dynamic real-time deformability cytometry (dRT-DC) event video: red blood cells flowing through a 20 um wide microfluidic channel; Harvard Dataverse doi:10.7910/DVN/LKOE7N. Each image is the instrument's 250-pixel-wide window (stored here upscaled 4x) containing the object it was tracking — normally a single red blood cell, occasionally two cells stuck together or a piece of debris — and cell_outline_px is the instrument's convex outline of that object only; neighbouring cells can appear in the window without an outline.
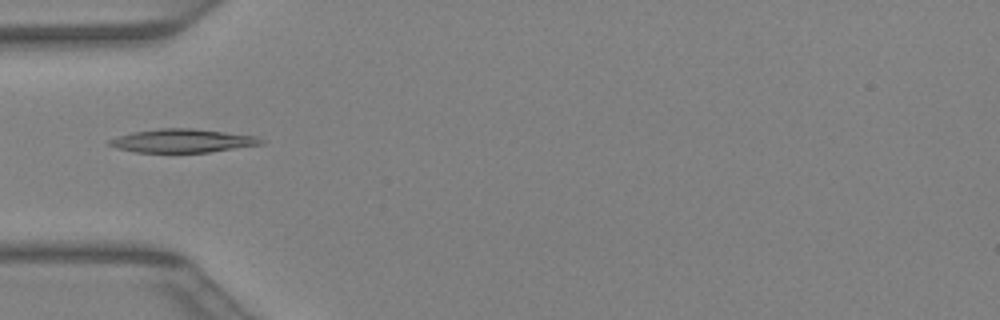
{"species": "Egyptian fruit bat (a non-hibernating species)", "species_latin": "Rousettus aegyptiacus", "temperature_condition": "warm", "stored_images_in_passage": 40, "camera_frame_rate_fps": 3000, "um_per_image_px": 0.085, "animal": {"sex": "female"}, "frame": {"image": 1, "passage_image": 13, "time_ms": 4.0, "image_size_px": [1000, 320], "cell_outline_px": [[264, 140], [260, 144], [208, 152], [136, 152], [116, 148], [108, 144], [108, 140], [132, 132], [160, 128], [192, 128], [256, 136]], "centroid_in_image_um": [15.46, 11.96], "position_along_channel_um": 69.5, "area_um2": 20.4}}
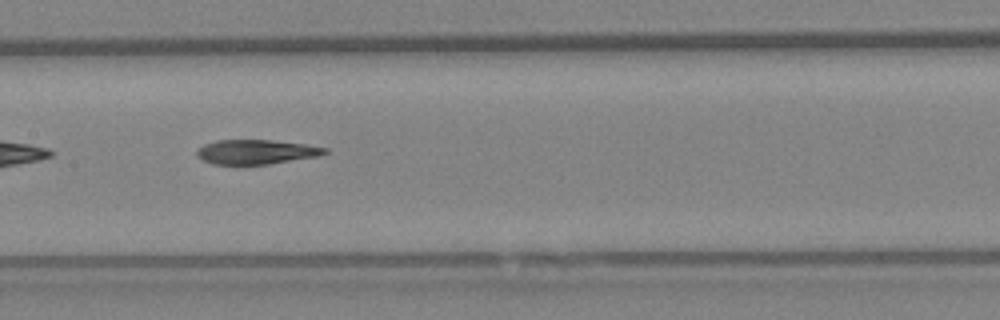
{"frame": {"image": 2, "passage_image": 20, "time_ms": 6.333, "image_size_px": [1000, 320], "cell_outline_px": [[328, 152], [320, 156], [244, 168], [212, 164], [196, 156], [196, 148], [204, 144], [216, 140], [272, 140], [304, 144], [328, 148]], "centroid_in_image_um": [21.71, 12.96], "position_along_channel_um": 185.7, "area_um2": 19.19}}
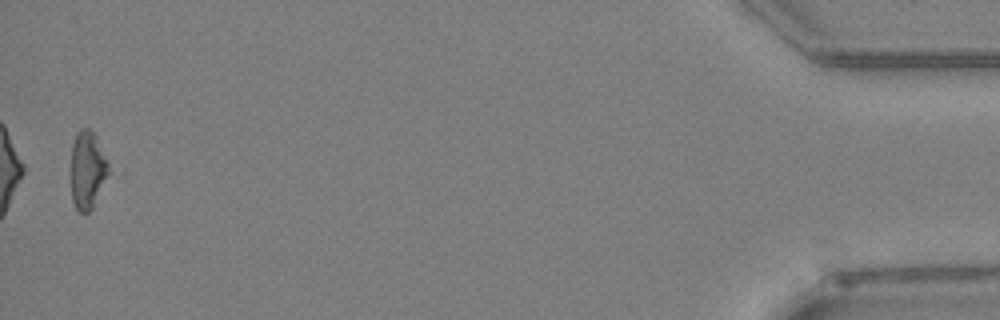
{"frame": {"image": 3, "passage_image": 40, "time_ms": 13.0, "image_size_px": [1000, 320], "cell_outline_px": [[108, 172], [92, 208], [88, 212], [80, 212], [76, 208], [72, 200], [68, 172], [72, 144], [76, 132], [80, 128], [88, 128], [92, 132], [108, 164]], "centroid_in_image_um": [7.33, 14.45], "position_along_channel_um": 427.9, "area_um2": 17.05}}